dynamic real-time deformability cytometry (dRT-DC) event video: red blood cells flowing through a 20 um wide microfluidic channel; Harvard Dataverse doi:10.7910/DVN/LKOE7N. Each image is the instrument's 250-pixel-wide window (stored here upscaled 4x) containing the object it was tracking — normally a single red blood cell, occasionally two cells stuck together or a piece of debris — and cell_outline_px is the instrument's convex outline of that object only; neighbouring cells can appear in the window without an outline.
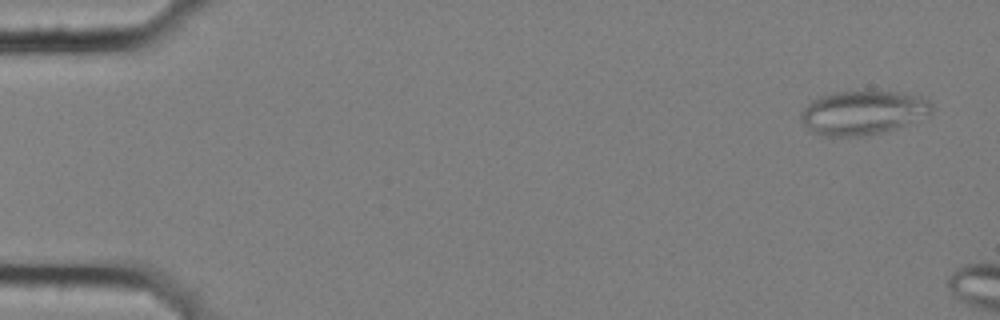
{"species": "common noctule bat (a hibernating species)", "species_latin": "Nyctalus noctula", "temperature_condition": "cold", "stored_images_in_passage": 3, "camera_frame_rate_fps": 3000, "um_per_image_px": 0.085, "animal": {"sex": "female", "body_mass_g": 25.1}, "frame": {"image": 1, "passage_image": 1, "time_ms": 0.0, "image_size_px": [1000, 320], "cell_outline_px": [[932, 112], [928, 116], [896, 128], [880, 132], [860, 136], [824, 136], [808, 132], [800, 116], [804, 108], [812, 100], [820, 96], [832, 92], [904, 92], [920, 96], [928, 100], [932, 104]], "centroid_in_image_um": [73.34, 9.58], "position_along_channel_um": 11.7, "area_um2": 33.52}}